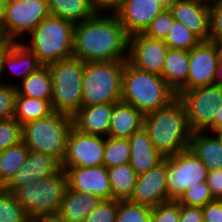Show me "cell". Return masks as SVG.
<instances>
[{
	"mask_svg": "<svg viewBox=\"0 0 222 222\" xmlns=\"http://www.w3.org/2000/svg\"><path fill=\"white\" fill-rule=\"evenodd\" d=\"M123 0H95V3L99 10L112 11Z\"/></svg>",
	"mask_w": 222,
	"mask_h": 222,
	"instance_id": "7dc6e473",
	"label": "cell"
},
{
	"mask_svg": "<svg viewBox=\"0 0 222 222\" xmlns=\"http://www.w3.org/2000/svg\"><path fill=\"white\" fill-rule=\"evenodd\" d=\"M143 127L155 149L164 158L189 149L192 131L185 106L178 97L168 105L144 115Z\"/></svg>",
	"mask_w": 222,
	"mask_h": 222,
	"instance_id": "7a4b0ae2",
	"label": "cell"
},
{
	"mask_svg": "<svg viewBox=\"0 0 222 222\" xmlns=\"http://www.w3.org/2000/svg\"><path fill=\"white\" fill-rule=\"evenodd\" d=\"M16 42L10 41L7 39L2 38L0 40V84L5 83L4 80H1L4 75L3 71V64H4V59L9 51V49L15 44Z\"/></svg>",
	"mask_w": 222,
	"mask_h": 222,
	"instance_id": "bcb514c9",
	"label": "cell"
},
{
	"mask_svg": "<svg viewBox=\"0 0 222 222\" xmlns=\"http://www.w3.org/2000/svg\"><path fill=\"white\" fill-rule=\"evenodd\" d=\"M208 132H222V103L217 111V116L212 128Z\"/></svg>",
	"mask_w": 222,
	"mask_h": 222,
	"instance_id": "c3c4849f",
	"label": "cell"
},
{
	"mask_svg": "<svg viewBox=\"0 0 222 222\" xmlns=\"http://www.w3.org/2000/svg\"><path fill=\"white\" fill-rule=\"evenodd\" d=\"M84 61L75 57L47 64L51 82V107L54 112L73 116L82 106Z\"/></svg>",
	"mask_w": 222,
	"mask_h": 222,
	"instance_id": "52a82bcc",
	"label": "cell"
},
{
	"mask_svg": "<svg viewBox=\"0 0 222 222\" xmlns=\"http://www.w3.org/2000/svg\"><path fill=\"white\" fill-rule=\"evenodd\" d=\"M167 158L155 167L137 176L136 184L129 201L151 208L168 202Z\"/></svg>",
	"mask_w": 222,
	"mask_h": 222,
	"instance_id": "9a60e30c",
	"label": "cell"
},
{
	"mask_svg": "<svg viewBox=\"0 0 222 222\" xmlns=\"http://www.w3.org/2000/svg\"><path fill=\"white\" fill-rule=\"evenodd\" d=\"M102 200L93 194L67 189L56 218L61 222H85Z\"/></svg>",
	"mask_w": 222,
	"mask_h": 222,
	"instance_id": "7402d4cb",
	"label": "cell"
},
{
	"mask_svg": "<svg viewBox=\"0 0 222 222\" xmlns=\"http://www.w3.org/2000/svg\"><path fill=\"white\" fill-rule=\"evenodd\" d=\"M202 40L191 32L185 25L174 21L169 29L164 42L170 49L190 51Z\"/></svg>",
	"mask_w": 222,
	"mask_h": 222,
	"instance_id": "d6a6232c",
	"label": "cell"
},
{
	"mask_svg": "<svg viewBox=\"0 0 222 222\" xmlns=\"http://www.w3.org/2000/svg\"><path fill=\"white\" fill-rule=\"evenodd\" d=\"M43 64L22 42H16L8 51L3 64V71L20 77V82L36 72ZM8 69V71H7Z\"/></svg>",
	"mask_w": 222,
	"mask_h": 222,
	"instance_id": "484cf974",
	"label": "cell"
},
{
	"mask_svg": "<svg viewBox=\"0 0 222 222\" xmlns=\"http://www.w3.org/2000/svg\"><path fill=\"white\" fill-rule=\"evenodd\" d=\"M206 182L214 200H222V169L208 171Z\"/></svg>",
	"mask_w": 222,
	"mask_h": 222,
	"instance_id": "7bdbcfd3",
	"label": "cell"
},
{
	"mask_svg": "<svg viewBox=\"0 0 222 222\" xmlns=\"http://www.w3.org/2000/svg\"><path fill=\"white\" fill-rule=\"evenodd\" d=\"M210 133L215 134L218 137V139L220 140L221 144H222V132H210Z\"/></svg>",
	"mask_w": 222,
	"mask_h": 222,
	"instance_id": "db71d44e",
	"label": "cell"
},
{
	"mask_svg": "<svg viewBox=\"0 0 222 222\" xmlns=\"http://www.w3.org/2000/svg\"><path fill=\"white\" fill-rule=\"evenodd\" d=\"M189 149L208 171L222 169V144L215 134L208 131L192 133Z\"/></svg>",
	"mask_w": 222,
	"mask_h": 222,
	"instance_id": "cb8c5ba5",
	"label": "cell"
},
{
	"mask_svg": "<svg viewBox=\"0 0 222 222\" xmlns=\"http://www.w3.org/2000/svg\"><path fill=\"white\" fill-rule=\"evenodd\" d=\"M222 45L211 41H201L189 51L186 84L176 93L196 87L215 84L218 60Z\"/></svg>",
	"mask_w": 222,
	"mask_h": 222,
	"instance_id": "7c38bea8",
	"label": "cell"
},
{
	"mask_svg": "<svg viewBox=\"0 0 222 222\" xmlns=\"http://www.w3.org/2000/svg\"><path fill=\"white\" fill-rule=\"evenodd\" d=\"M67 174L68 189L93 194L101 200H111L112 191L107 168L93 167L62 168Z\"/></svg>",
	"mask_w": 222,
	"mask_h": 222,
	"instance_id": "e0dca14e",
	"label": "cell"
},
{
	"mask_svg": "<svg viewBox=\"0 0 222 222\" xmlns=\"http://www.w3.org/2000/svg\"><path fill=\"white\" fill-rule=\"evenodd\" d=\"M15 82L0 84V121L13 118L15 111V100L17 85Z\"/></svg>",
	"mask_w": 222,
	"mask_h": 222,
	"instance_id": "f35d334b",
	"label": "cell"
},
{
	"mask_svg": "<svg viewBox=\"0 0 222 222\" xmlns=\"http://www.w3.org/2000/svg\"><path fill=\"white\" fill-rule=\"evenodd\" d=\"M128 139L131 152L129 164L138 175L147 172L164 159L153 146L150 136L144 127L134 132Z\"/></svg>",
	"mask_w": 222,
	"mask_h": 222,
	"instance_id": "44dd1931",
	"label": "cell"
},
{
	"mask_svg": "<svg viewBox=\"0 0 222 222\" xmlns=\"http://www.w3.org/2000/svg\"><path fill=\"white\" fill-rule=\"evenodd\" d=\"M3 10H4V2L0 0V35H1Z\"/></svg>",
	"mask_w": 222,
	"mask_h": 222,
	"instance_id": "816d5d0a",
	"label": "cell"
},
{
	"mask_svg": "<svg viewBox=\"0 0 222 222\" xmlns=\"http://www.w3.org/2000/svg\"><path fill=\"white\" fill-rule=\"evenodd\" d=\"M105 137L85 134L74 126L67 139L62 168L93 167L103 165Z\"/></svg>",
	"mask_w": 222,
	"mask_h": 222,
	"instance_id": "4fadbf2b",
	"label": "cell"
},
{
	"mask_svg": "<svg viewBox=\"0 0 222 222\" xmlns=\"http://www.w3.org/2000/svg\"><path fill=\"white\" fill-rule=\"evenodd\" d=\"M204 222H222V200H213L202 207Z\"/></svg>",
	"mask_w": 222,
	"mask_h": 222,
	"instance_id": "ee69618b",
	"label": "cell"
},
{
	"mask_svg": "<svg viewBox=\"0 0 222 222\" xmlns=\"http://www.w3.org/2000/svg\"><path fill=\"white\" fill-rule=\"evenodd\" d=\"M72 127V116L53 112L48 117L22 125V142L29 150L49 154L62 162Z\"/></svg>",
	"mask_w": 222,
	"mask_h": 222,
	"instance_id": "8992f818",
	"label": "cell"
},
{
	"mask_svg": "<svg viewBox=\"0 0 222 222\" xmlns=\"http://www.w3.org/2000/svg\"><path fill=\"white\" fill-rule=\"evenodd\" d=\"M4 3H6V2H9V1H12V0H2Z\"/></svg>",
	"mask_w": 222,
	"mask_h": 222,
	"instance_id": "9f6ffc18",
	"label": "cell"
},
{
	"mask_svg": "<svg viewBox=\"0 0 222 222\" xmlns=\"http://www.w3.org/2000/svg\"><path fill=\"white\" fill-rule=\"evenodd\" d=\"M29 149L21 141L0 152V187H4L26 161Z\"/></svg>",
	"mask_w": 222,
	"mask_h": 222,
	"instance_id": "4dcf8cb0",
	"label": "cell"
},
{
	"mask_svg": "<svg viewBox=\"0 0 222 222\" xmlns=\"http://www.w3.org/2000/svg\"><path fill=\"white\" fill-rule=\"evenodd\" d=\"M61 168V162L54 156L29 150L26 161L4 188L13 193L17 188L56 174Z\"/></svg>",
	"mask_w": 222,
	"mask_h": 222,
	"instance_id": "ac0fdd59",
	"label": "cell"
},
{
	"mask_svg": "<svg viewBox=\"0 0 222 222\" xmlns=\"http://www.w3.org/2000/svg\"><path fill=\"white\" fill-rule=\"evenodd\" d=\"M128 47L129 35L112 11L99 10L74 25L73 57L81 61H127Z\"/></svg>",
	"mask_w": 222,
	"mask_h": 222,
	"instance_id": "6da1fadb",
	"label": "cell"
},
{
	"mask_svg": "<svg viewBox=\"0 0 222 222\" xmlns=\"http://www.w3.org/2000/svg\"><path fill=\"white\" fill-rule=\"evenodd\" d=\"M50 15L47 0H12L4 3L1 37L22 42Z\"/></svg>",
	"mask_w": 222,
	"mask_h": 222,
	"instance_id": "9c48e42d",
	"label": "cell"
},
{
	"mask_svg": "<svg viewBox=\"0 0 222 222\" xmlns=\"http://www.w3.org/2000/svg\"><path fill=\"white\" fill-rule=\"evenodd\" d=\"M110 187L112 191V199L129 200L138 174L129 163L123 165L112 166L107 168Z\"/></svg>",
	"mask_w": 222,
	"mask_h": 222,
	"instance_id": "f1b7e54d",
	"label": "cell"
},
{
	"mask_svg": "<svg viewBox=\"0 0 222 222\" xmlns=\"http://www.w3.org/2000/svg\"><path fill=\"white\" fill-rule=\"evenodd\" d=\"M113 108L114 103L81 106L72 116L73 126L85 134L107 137Z\"/></svg>",
	"mask_w": 222,
	"mask_h": 222,
	"instance_id": "ffe728a7",
	"label": "cell"
},
{
	"mask_svg": "<svg viewBox=\"0 0 222 222\" xmlns=\"http://www.w3.org/2000/svg\"><path fill=\"white\" fill-rule=\"evenodd\" d=\"M215 84L222 86V53H221L219 60H218Z\"/></svg>",
	"mask_w": 222,
	"mask_h": 222,
	"instance_id": "681fc988",
	"label": "cell"
},
{
	"mask_svg": "<svg viewBox=\"0 0 222 222\" xmlns=\"http://www.w3.org/2000/svg\"><path fill=\"white\" fill-rule=\"evenodd\" d=\"M53 112L48 100L23 96L17 92L13 118L21 125L48 117Z\"/></svg>",
	"mask_w": 222,
	"mask_h": 222,
	"instance_id": "f546056e",
	"label": "cell"
},
{
	"mask_svg": "<svg viewBox=\"0 0 222 222\" xmlns=\"http://www.w3.org/2000/svg\"><path fill=\"white\" fill-rule=\"evenodd\" d=\"M124 61L85 62L82 106L121 101Z\"/></svg>",
	"mask_w": 222,
	"mask_h": 222,
	"instance_id": "ba28073f",
	"label": "cell"
},
{
	"mask_svg": "<svg viewBox=\"0 0 222 222\" xmlns=\"http://www.w3.org/2000/svg\"><path fill=\"white\" fill-rule=\"evenodd\" d=\"M144 115L131 104L119 101L114 103L108 136L128 139L143 127Z\"/></svg>",
	"mask_w": 222,
	"mask_h": 222,
	"instance_id": "603a6c76",
	"label": "cell"
},
{
	"mask_svg": "<svg viewBox=\"0 0 222 222\" xmlns=\"http://www.w3.org/2000/svg\"><path fill=\"white\" fill-rule=\"evenodd\" d=\"M29 218L13 194L0 187V222H28Z\"/></svg>",
	"mask_w": 222,
	"mask_h": 222,
	"instance_id": "836d02e7",
	"label": "cell"
},
{
	"mask_svg": "<svg viewBox=\"0 0 222 222\" xmlns=\"http://www.w3.org/2000/svg\"><path fill=\"white\" fill-rule=\"evenodd\" d=\"M207 175L208 169L190 149L167 157L168 202L177 201L186 189L206 181Z\"/></svg>",
	"mask_w": 222,
	"mask_h": 222,
	"instance_id": "8fae6325",
	"label": "cell"
},
{
	"mask_svg": "<svg viewBox=\"0 0 222 222\" xmlns=\"http://www.w3.org/2000/svg\"><path fill=\"white\" fill-rule=\"evenodd\" d=\"M161 2L166 8H168L171 4H173L176 0H158Z\"/></svg>",
	"mask_w": 222,
	"mask_h": 222,
	"instance_id": "f5cc1de1",
	"label": "cell"
},
{
	"mask_svg": "<svg viewBox=\"0 0 222 222\" xmlns=\"http://www.w3.org/2000/svg\"><path fill=\"white\" fill-rule=\"evenodd\" d=\"M17 92L23 96L48 100L51 103L52 82L48 66L43 65L28 75L20 85H17Z\"/></svg>",
	"mask_w": 222,
	"mask_h": 222,
	"instance_id": "83f0119b",
	"label": "cell"
},
{
	"mask_svg": "<svg viewBox=\"0 0 222 222\" xmlns=\"http://www.w3.org/2000/svg\"><path fill=\"white\" fill-rule=\"evenodd\" d=\"M50 15L63 18L74 25L90 19L98 11L95 0H47Z\"/></svg>",
	"mask_w": 222,
	"mask_h": 222,
	"instance_id": "d4e9b609",
	"label": "cell"
},
{
	"mask_svg": "<svg viewBox=\"0 0 222 222\" xmlns=\"http://www.w3.org/2000/svg\"><path fill=\"white\" fill-rule=\"evenodd\" d=\"M118 200H102L87 216L85 222H115Z\"/></svg>",
	"mask_w": 222,
	"mask_h": 222,
	"instance_id": "60d3db41",
	"label": "cell"
},
{
	"mask_svg": "<svg viewBox=\"0 0 222 222\" xmlns=\"http://www.w3.org/2000/svg\"><path fill=\"white\" fill-rule=\"evenodd\" d=\"M201 1H204V2L210 3V2H213V1H215V0H201Z\"/></svg>",
	"mask_w": 222,
	"mask_h": 222,
	"instance_id": "11a10c76",
	"label": "cell"
},
{
	"mask_svg": "<svg viewBox=\"0 0 222 222\" xmlns=\"http://www.w3.org/2000/svg\"><path fill=\"white\" fill-rule=\"evenodd\" d=\"M67 189V174L61 168L56 174L17 188L12 194L29 219L54 218Z\"/></svg>",
	"mask_w": 222,
	"mask_h": 222,
	"instance_id": "5b68a950",
	"label": "cell"
},
{
	"mask_svg": "<svg viewBox=\"0 0 222 222\" xmlns=\"http://www.w3.org/2000/svg\"><path fill=\"white\" fill-rule=\"evenodd\" d=\"M129 139L105 137V148L103 155V166L123 165L130 162Z\"/></svg>",
	"mask_w": 222,
	"mask_h": 222,
	"instance_id": "1f68e13d",
	"label": "cell"
},
{
	"mask_svg": "<svg viewBox=\"0 0 222 222\" xmlns=\"http://www.w3.org/2000/svg\"><path fill=\"white\" fill-rule=\"evenodd\" d=\"M173 18L202 41L209 38V3L201 0H176L169 7Z\"/></svg>",
	"mask_w": 222,
	"mask_h": 222,
	"instance_id": "d6986e66",
	"label": "cell"
},
{
	"mask_svg": "<svg viewBox=\"0 0 222 222\" xmlns=\"http://www.w3.org/2000/svg\"><path fill=\"white\" fill-rule=\"evenodd\" d=\"M152 208L129 200H118L115 222H151Z\"/></svg>",
	"mask_w": 222,
	"mask_h": 222,
	"instance_id": "e575fe53",
	"label": "cell"
},
{
	"mask_svg": "<svg viewBox=\"0 0 222 222\" xmlns=\"http://www.w3.org/2000/svg\"><path fill=\"white\" fill-rule=\"evenodd\" d=\"M176 97L162 76L139 70L124 61L121 101L146 115L168 105Z\"/></svg>",
	"mask_w": 222,
	"mask_h": 222,
	"instance_id": "3957f363",
	"label": "cell"
},
{
	"mask_svg": "<svg viewBox=\"0 0 222 222\" xmlns=\"http://www.w3.org/2000/svg\"><path fill=\"white\" fill-rule=\"evenodd\" d=\"M166 7L158 0H123L112 12L118 17L126 33H143L151 21Z\"/></svg>",
	"mask_w": 222,
	"mask_h": 222,
	"instance_id": "2e32d148",
	"label": "cell"
},
{
	"mask_svg": "<svg viewBox=\"0 0 222 222\" xmlns=\"http://www.w3.org/2000/svg\"><path fill=\"white\" fill-rule=\"evenodd\" d=\"M208 41L222 45V0L209 3Z\"/></svg>",
	"mask_w": 222,
	"mask_h": 222,
	"instance_id": "ab89813d",
	"label": "cell"
},
{
	"mask_svg": "<svg viewBox=\"0 0 222 222\" xmlns=\"http://www.w3.org/2000/svg\"><path fill=\"white\" fill-rule=\"evenodd\" d=\"M74 24L49 15L43 19L22 43L47 65L73 57Z\"/></svg>",
	"mask_w": 222,
	"mask_h": 222,
	"instance_id": "277c9868",
	"label": "cell"
},
{
	"mask_svg": "<svg viewBox=\"0 0 222 222\" xmlns=\"http://www.w3.org/2000/svg\"><path fill=\"white\" fill-rule=\"evenodd\" d=\"M179 222H203L202 207L180 204Z\"/></svg>",
	"mask_w": 222,
	"mask_h": 222,
	"instance_id": "f6af8a7d",
	"label": "cell"
},
{
	"mask_svg": "<svg viewBox=\"0 0 222 222\" xmlns=\"http://www.w3.org/2000/svg\"><path fill=\"white\" fill-rule=\"evenodd\" d=\"M189 51L168 49L164 60L162 77L167 85L177 93L187 81Z\"/></svg>",
	"mask_w": 222,
	"mask_h": 222,
	"instance_id": "4316f807",
	"label": "cell"
},
{
	"mask_svg": "<svg viewBox=\"0 0 222 222\" xmlns=\"http://www.w3.org/2000/svg\"><path fill=\"white\" fill-rule=\"evenodd\" d=\"M169 47L164 40L147 37L143 33L129 36L127 61L135 68L162 76Z\"/></svg>",
	"mask_w": 222,
	"mask_h": 222,
	"instance_id": "5bb4252c",
	"label": "cell"
},
{
	"mask_svg": "<svg viewBox=\"0 0 222 222\" xmlns=\"http://www.w3.org/2000/svg\"><path fill=\"white\" fill-rule=\"evenodd\" d=\"M174 21L172 12L169 8H165L151 21L143 34L150 38L164 40Z\"/></svg>",
	"mask_w": 222,
	"mask_h": 222,
	"instance_id": "74e56055",
	"label": "cell"
},
{
	"mask_svg": "<svg viewBox=\"0 0 222 222\" xmlns=\"http://www.w3.org/2000/svg\"><path fill=\"white\" fill-rule=\"evenodd\" d=\"M28 222H61L56 217L54 218H36V219H29Z\"/></svg>",
	"mask_w": 222,
	"mask_h": 222,
	"instance_id": "f907efd6",
	"label": "cell"
},
{
	"mask_svg": "<svg viewBox=\"0 0 222 222\" xmlns=\"http://www.w3.org/2000/svg\"><path fill=\"white\" fill-rule=\"evenodd\" d=\"M210 188L206 181L194 184V186L186 189L177 202L186 206L204 207L209 202L213 201Z\"/></svg>",
	"mask_w": 222,
	"mask_h": 222,
	"instance_id": "d590c367",
	"label": "cell"
},
{
	"mask_svg": "<svg viewBox=\"0 0 222 222\" xmlns=\"http://www.w3.org/2000/svg\"><path fill=\"white\" fill-rule=\"evenodd\" d=\"M184 104L192 133L209 131L222 103V86L217 84L182 91L177 96Z\"/></svg>",
	"mask_w": 222,
	"mask_h": 222,
	"instance_id": "30bf717a",
	"label": "cell"
},
{
	"mask_svg": "<svg viewBox=\"0 0 222 222\" xmlns=\"http://www.w3.org/2000/svg\"><path fill=\"white\" fill-rule=\"evenodd\" d=\"M22 141V125L15 119L0 121V152Z\"/></svg>",
	"mask_w": 222,
	"mask_h": 222,
	"instance_id": "8d00e7d4",
	"label": "cell"
},
{
	"mask_svg": "<svg viewBox=\"0 0 222 222\" xmlns=\"http://www.w3.org/2000/svg\"><path fill=\"white\" fill-rule=\"evenodd\" d=\"M180 204L169 201L152 208L151 222H179Z\"/></svg>",
	"mask_w": 222,
	"mask_h": 222,
	"instance_id": "b9f144b4",
	"label": "cell"
}]
</instances>
